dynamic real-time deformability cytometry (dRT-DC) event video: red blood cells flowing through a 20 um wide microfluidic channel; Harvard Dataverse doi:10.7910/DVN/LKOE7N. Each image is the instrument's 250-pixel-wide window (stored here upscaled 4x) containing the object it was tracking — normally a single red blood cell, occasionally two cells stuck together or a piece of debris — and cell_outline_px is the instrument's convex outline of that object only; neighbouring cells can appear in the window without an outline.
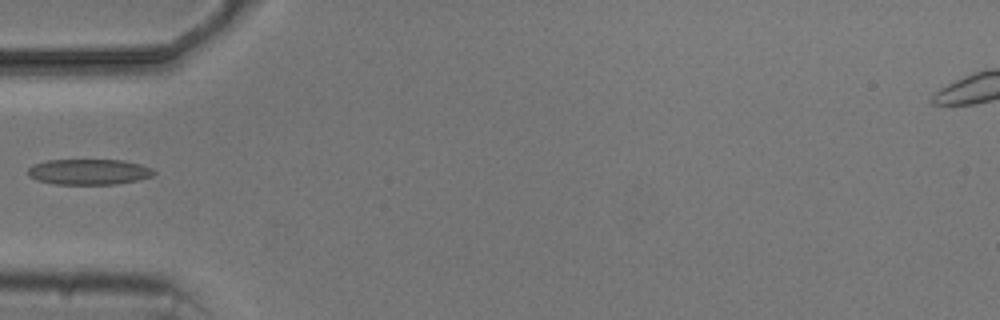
{"species": "common noctule bat (a hibernating species)", "species_latin": "Nyctalus noctula", "temperature_condition": "cold", "stored_images_in_passage": 4, "camera_frame_rate_fps": 3000, "um_per_image_px": 0.085, "animal": {"sex": "male", "body_mass_g": 20.5, "forearm_length_mm": 52.5}, "frame": {"image": 1, "passage_image": 3, "time_ms": 2.333, "image_size_px": [1000, 320], "cell_outline_px": [[156, 172], [152, 176], [136, 180], [116, 184], [56, 184], [36, 180], [28, 176], [28, 168], [32, 164], [48, 160], [124, 160], [140, 164], [152, 168]], "centroid_in_image_um": [7.54, 14.6], "position_along_channel_um": 77.5, "area_um2": 18.84}}
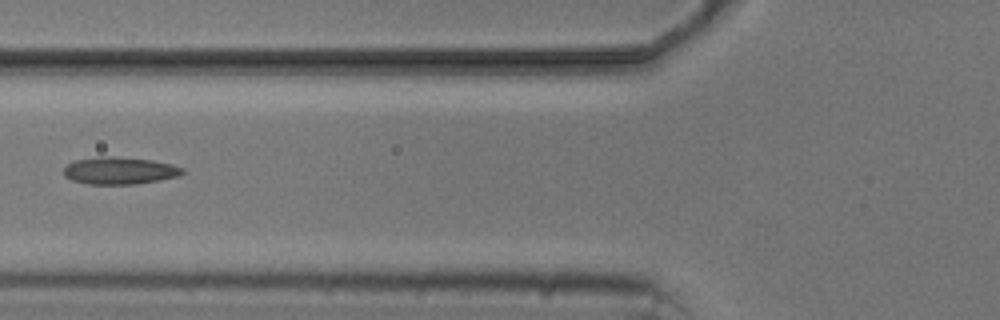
{"frame": {"image": 2, "passage_image": 4, "time_ms": 3.333, "image_size_px": [1000, 320], "cell_outline_px": [[184, 172], [180, 176], [160, 180], [136, 184], [88, 184], [72, 180], [64, 176], [64, 168], [68, 164], [76, 160], [100, 156], [112, 156], [152, 160], [172, 164], [184, 168]], "centroid_in_image_um": [10.19, 14.5], "position_along_channel_um": 115.6, "area_um2": 18.9}}